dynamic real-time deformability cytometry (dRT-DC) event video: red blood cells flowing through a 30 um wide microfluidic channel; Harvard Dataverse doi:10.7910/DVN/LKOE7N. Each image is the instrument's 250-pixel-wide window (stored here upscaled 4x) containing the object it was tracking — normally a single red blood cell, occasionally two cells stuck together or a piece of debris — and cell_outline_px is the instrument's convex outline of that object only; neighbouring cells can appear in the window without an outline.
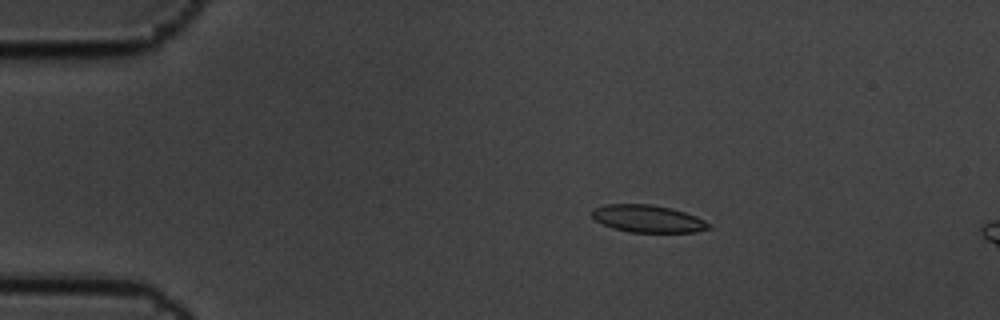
{"species": "common noctule bat (a hibernating species)", "species_latin": "Nyctalus noctula", "temperature_condition": "cold", "stored_images_in_passage": 4, "camera_frame_rate_fps": 3000, "um_per_image_px": 0.085, "animal": {"sex": "male", "body_mass_g": 19.5, "forearm_length_mm": 54.6}, "frame": {"image": 1, "passage_image": 2, "time_ms": 0.333, "image_size_px": [1000, 320], "cell_outline_px": [[712, 228], [696, 232], [628, 232], [612, 228], [596, 220], [592, 216], [592, 208], [604, 204], [652, 204], [672, 208], [696, 216], [712, 224]], "centroid_in_image_um": [55.08, 18.59], "position_along_channel_um": 29.9, "area_um2": 18.79}}